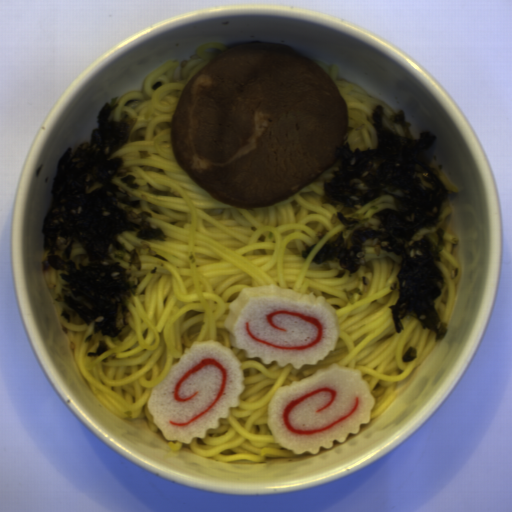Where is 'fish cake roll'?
Segmentation results:
<instances>
[{"label":"fish cake roll","instance_id":"14b837c1","mask_svg":"<svg viewBox=\"0 0 512 512\" xmlns=\"http://www.w3.org/2000/svg\"><path fill=\"white\" fill-rule=\"evenodd\" d=\"M224 325L246 357L294 369L324 360L339 339L337 311L324 296L276 284L243 288L228 304Z\"/></svg>","mask_w":512,"mask_h":512},{"label":"fish cake roll","instance_id":"80858fc9","mask_svg":"<svg viewBox=\"0 0 512 512\" xmlns=\"http://www.w3.org/2000/svg\"><path fill=\"white\" fill-rule=\"evenodd\" d=\"M375 403L360 370L332 362L279 388L269 404L268 426L280 447L318 454L359 433Z\"/></svg>","mask_w":512,"mask_h":512},{"label":"fish cake roll","instance_id":"0198cecc","mask_svg":"<svg viewBox=\"0 0 512 512\" xmlns=\"http://www.w3.org/2000/svg\"><path fill=\"white\" fill-rule=\"evenodd\" d=\"M242 363L232 351L212 341L195 342L169 374L151 388L147 402L154 424L167 441L192 443L228 419L243 393Z\"/></svg>","mask_w":512,"mask_h":512}]
</instances>
